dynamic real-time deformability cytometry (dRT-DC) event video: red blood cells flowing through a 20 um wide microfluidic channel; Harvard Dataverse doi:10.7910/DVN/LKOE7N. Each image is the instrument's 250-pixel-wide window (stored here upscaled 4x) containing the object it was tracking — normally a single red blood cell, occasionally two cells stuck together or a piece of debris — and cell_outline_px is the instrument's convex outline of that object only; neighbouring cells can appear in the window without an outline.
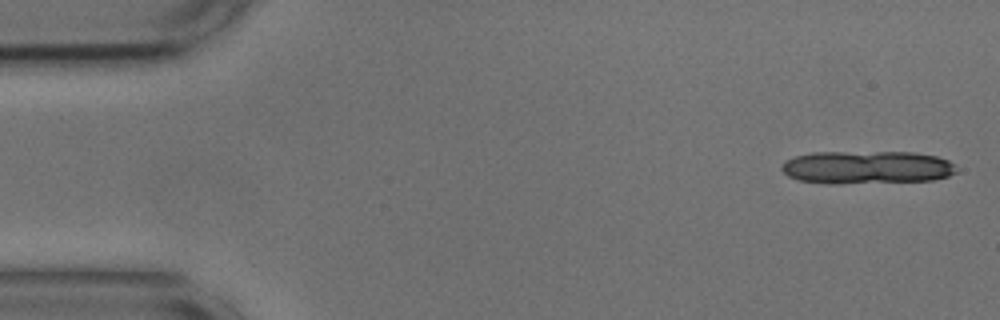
{"species": "common noctule bat (a hibernating species)", "species_latin": "Nyctalus noctula", "temperature_condition": "cold", "stored_images_in_passage": 10, "camera_frame_rate_fps": 3000, "um_per_image_px": 0.085, "animal": {"sex": "male", "body_mass_g": 17.9, "forearm_length_mm": 54.2}, "frame": {"image": 1, "passage_image": 1, "time_ms": 0.0, "image_size_px": [1000, 320], "cell_outline_px": [[956, 172], [948, 176], [932, 180], [796, 180], [788, 176], [780, 168], [784, 160], [796, 156], [812, 152], [912, 152], [936, 156], [948, 160], [952, 164]], "centroid_in_image_um": [73.69, 14.15], "position_along_channel_um": 11.3, "area_um2": 31.73}}